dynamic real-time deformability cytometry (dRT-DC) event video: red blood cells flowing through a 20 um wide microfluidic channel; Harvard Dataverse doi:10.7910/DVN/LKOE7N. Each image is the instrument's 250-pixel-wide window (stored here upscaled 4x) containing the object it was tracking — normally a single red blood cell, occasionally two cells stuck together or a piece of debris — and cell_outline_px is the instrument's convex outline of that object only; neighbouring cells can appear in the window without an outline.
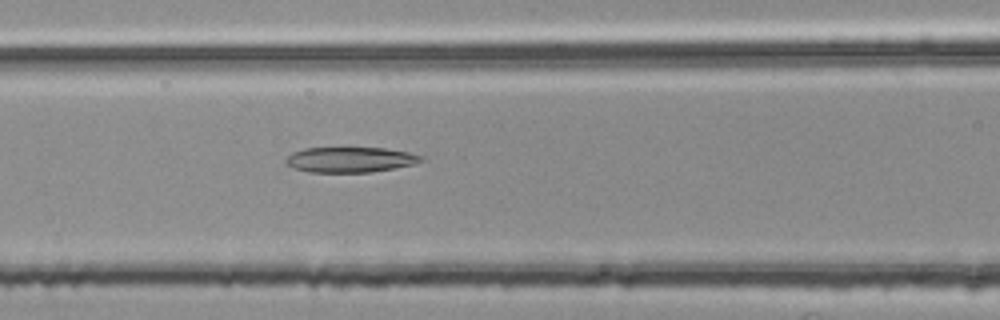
{"species": "common noctule bat (a hibernating species)", "species_latin": "Nyctalus noctula", "temperature_condition": "room temperature", "stored_images_in_passage": 35, "camera_frame_rate_fps": 3000, "um_per_image_px": 0.085, "animal": {"sex": "female", "body_mass_g": 25.1}, "frame": {"image": 1, "passage_image": 11, "time_ms": 3.333, "image_size_px": [1000, 320], "cell_outline_px": [[424, 156], [420, 160], [412, 164], [372, 172], [308, 172], [284, 164], [284, 160], [292, 152], [304, 148], [388, 148], [408, 152]], "centroid_in_image_um": [29.71, 13.56], "position_along_channel_um": 136.9, "area_um2": 19.83}}
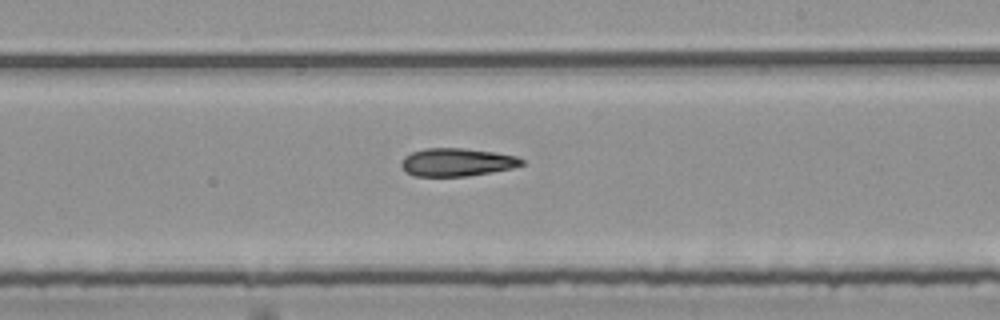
{"frame": {"image": 2, "passage_image": 20, "time_ms": 6.333, "image_size_px": [1000, 320], "cell_outline_px": [[524, 164], [512, 168], [492, 172], [468, 176], [412, 176], [404, 172], [400, 164], [404, 156], [412, 152], [424, 148], [464, 148], [496, 152], [516, 156], [524, 160]], "centroid_in_image_um": [38.81, 13.79], "position_along_channel_um": 250.2, "area_um2": 19.88}}
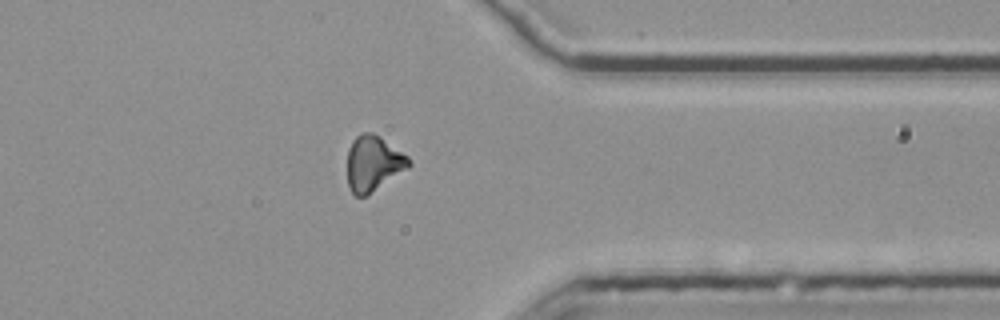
{"frame": {"image": 3, "passage_image": 31, "time_ms": 10.0, "image_size_px": [1000, 320], "cell_outline_px": [[412, 164], [408, 168], [364, 196], [356, 196], [352, 192], [348, 184], [348, 148], [352, 140], [360, 132], [372, 132], [380, 136], [408, 156], [412, 160]], "centroid_in_image_um": [31.73, 13.84], "position_along_channel_um": 379.7, "area_um2": 19.71}}